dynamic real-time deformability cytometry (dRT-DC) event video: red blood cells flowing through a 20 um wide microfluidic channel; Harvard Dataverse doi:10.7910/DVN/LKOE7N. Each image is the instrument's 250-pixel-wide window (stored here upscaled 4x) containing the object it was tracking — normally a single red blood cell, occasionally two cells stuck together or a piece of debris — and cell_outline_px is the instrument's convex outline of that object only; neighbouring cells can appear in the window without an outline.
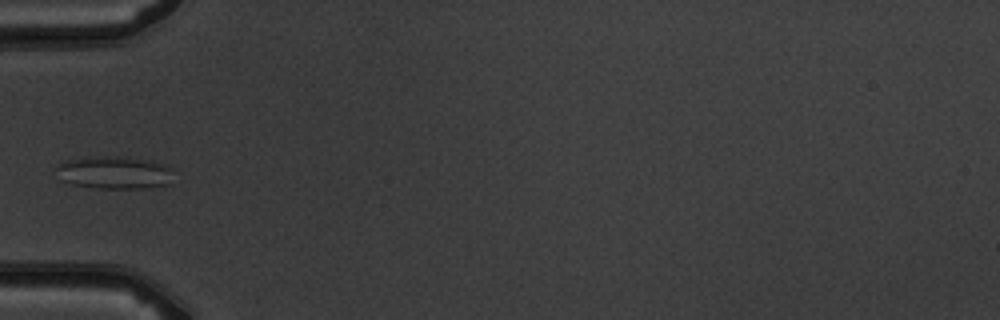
{"species": "common noctule bat (a hibernating species)", "species_latin": "Nyctalus noctula", "temperature_condition": "warm", "stored_images_in_passage": 4, "camera_frame_rate_fps": 3000, "um_per_image_px": 0.085, "animal": {"sex": "male", "body_mass_g": 19.5, "forearm_length_mm": 54.6}, "frame": {"image": 1, "passage_image": 4, "time_ms": 3.333, "image_size_px": [1000, 320], "cell_outline_px": [[172, 184], [140, 188], [100, 188], [72, 184], [60, 180], [52, 168], [64, 160], [104, 156], [120, 156], [152, 160], [168, 164], [172, 168]], "centroid_in_image_um": [9.72, 14.65], "position_along_channel_um": 75.3, "area_um2": 22.83}}